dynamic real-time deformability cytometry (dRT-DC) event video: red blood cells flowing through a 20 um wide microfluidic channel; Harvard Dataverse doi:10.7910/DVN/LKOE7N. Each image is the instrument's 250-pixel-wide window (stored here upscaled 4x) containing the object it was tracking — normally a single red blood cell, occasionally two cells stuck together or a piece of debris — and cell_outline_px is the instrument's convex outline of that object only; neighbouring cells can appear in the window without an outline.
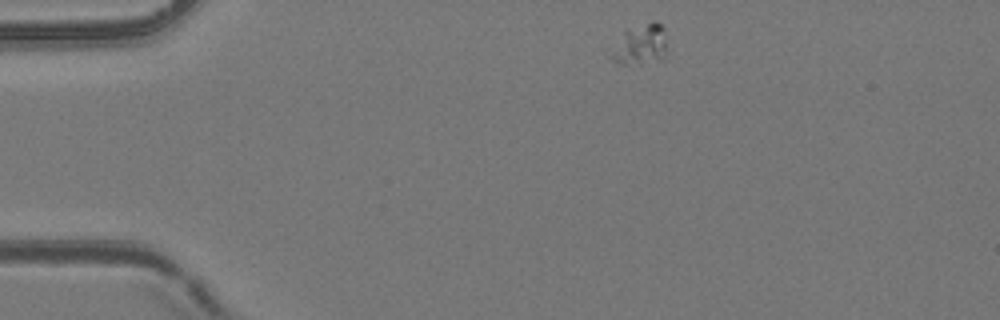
{"species": "common noctule bat (a hibernating species)", "species_latin": "Nyctalus noctula", "temperature_condition": "room temperature", "stored_images_in_passage": 2, "camera_frame_rate_fps": 3000, "um_per_image_px": 0.085, "animal": {"sex": "female", "body_mass_g": 24.6, "forearm_length_mm": 56.2}, "frame": {"image": 1, "passage_image": 1, "time_ms": 0.0, "image_size_px": [1000, 320], "cell_outline_px": [[668, 60], [640, 64], [620, 64], [612, 60], [608, 56], [624, 32], [652, 20], [656, 20], [664, 28]], "centroid_in_image_um": [54.51, 3.84], "position_along_channel_um": 30.5, "area_um2": 13.47}}